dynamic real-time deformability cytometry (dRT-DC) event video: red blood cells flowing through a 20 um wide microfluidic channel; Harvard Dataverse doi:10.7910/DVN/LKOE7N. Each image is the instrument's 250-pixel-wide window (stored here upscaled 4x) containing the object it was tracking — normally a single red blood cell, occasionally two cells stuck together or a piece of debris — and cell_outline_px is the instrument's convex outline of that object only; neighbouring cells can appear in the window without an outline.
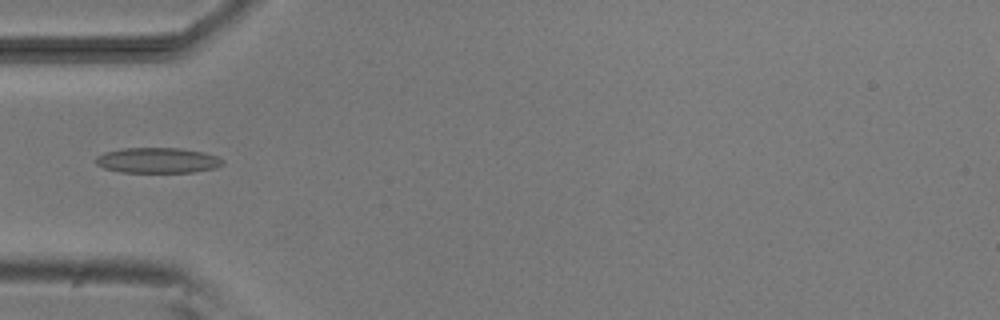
{"species": "common noctule bat (a hibernating species)", "species_latin": "Nyctalus noctula", "temperature_condition": "room temperature", "stored_images_in_passage": 5, "camera_frame_rate_fps": 3000, "um_per_image_px": 0.085, "animal": {"sex": "male", "body_mass_g": 20.5, "forearm_length_mm": 52.5}, "frame": {"image": 1, "passage_image": 5, "time_ms": 5.333, "image_size_px": [1000, 320], "cell_outline_px": [[224, 164], [216, 168], [192, 172], [120, 172], [104, 168], [96, 164], [96, 156], [104, 152], [124, 148], [180, 148], [204, 152], [216, 156], [224, 160]], "centroid_in_image_um": [13.4, 13.63], "position_along_channel_um": 71.6, "area_um2": 18.84}}